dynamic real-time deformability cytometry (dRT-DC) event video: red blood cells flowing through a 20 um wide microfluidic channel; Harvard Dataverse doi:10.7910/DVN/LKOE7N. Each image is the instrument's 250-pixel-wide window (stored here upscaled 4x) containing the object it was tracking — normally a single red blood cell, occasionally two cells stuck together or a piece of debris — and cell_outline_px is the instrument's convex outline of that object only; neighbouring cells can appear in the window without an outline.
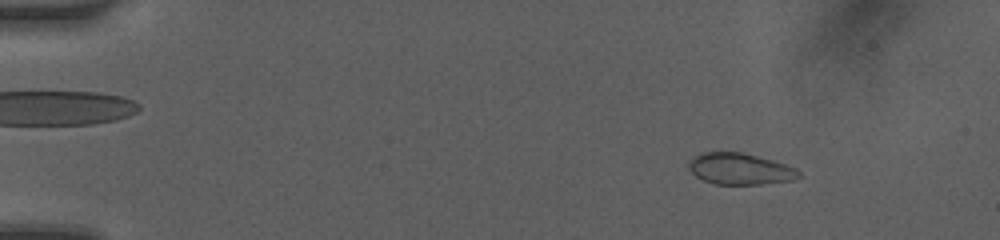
{"species": "human", "species_latin": "Homo sapiens", "temperature_condition": "room temperature", "stored_images_in_passage": 49, "camera_frame_rate_fps": 3000, "um_per_image_px": 0.085, "donor": {"sex": "female"}, "frame": {"image": 1, "passage_image": 7, "time_ms": 2.0, "image_size_px": [1000, 240], "cell_outline_px": [[800, 176], [792, 180], [760, 184], [716, 184], [704, 180], [696, 176], [688, 168], [688, 164], [692, 156], [704, 152], [740, 152], [772, 160], [796, 168], [800, 172]], "centroid_in_image_um": [62.87, 14.35], "position_along_channel_um": 22.1, "area_um2": 19.94}}
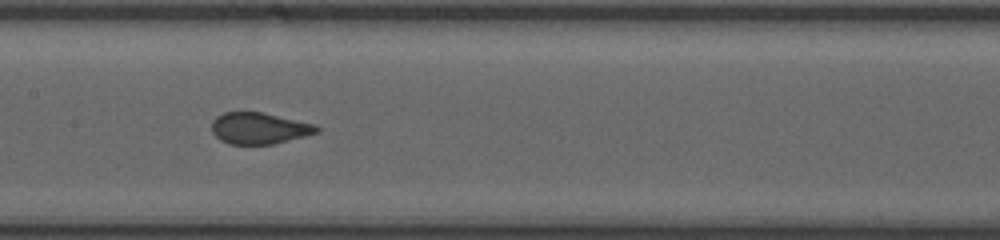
{"frame": {"image": 2, "passage_image": 26, "time_ms": 8.333, "image_size_px": [1000, 240], "cell_outline_px": [[320, 128], [316, 132], [304, 136], [272, 144], [228, 144], [220, 140], [212, 132], [212, 120], [216, 116], [224, 112], [260, 112], [316, 124]], "centroid_in_image_um": [21.99, 10.9], "position_along_channel_um": 185.4, "area_um2": 19.07}}
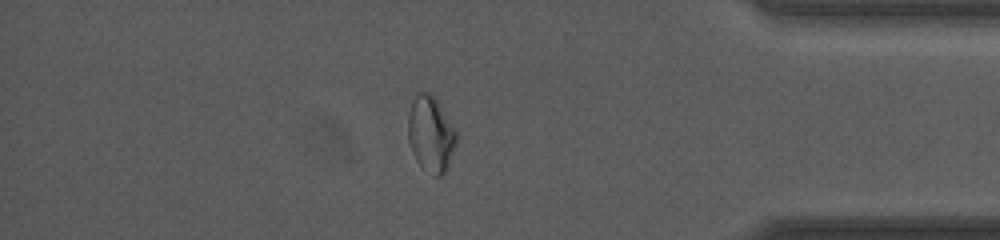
{"frame": {"image": 3, "passage_image": 43, "time_ms": 14.0, "image_size_px": [1000, 240], "cell_outline_px": [[456, 144], [448, 168], [444, 176], [436, 176], [420, 164], [416, 160], [412, 152], [408, 140], [408, 116], [412, 100], [416, 92], [420, 88], [436, 96], [456, 132]], "centroid_in_image_um": [36.61, 11.33], "position_along_channel_um": 398.6, "area_um2": 21.62}}